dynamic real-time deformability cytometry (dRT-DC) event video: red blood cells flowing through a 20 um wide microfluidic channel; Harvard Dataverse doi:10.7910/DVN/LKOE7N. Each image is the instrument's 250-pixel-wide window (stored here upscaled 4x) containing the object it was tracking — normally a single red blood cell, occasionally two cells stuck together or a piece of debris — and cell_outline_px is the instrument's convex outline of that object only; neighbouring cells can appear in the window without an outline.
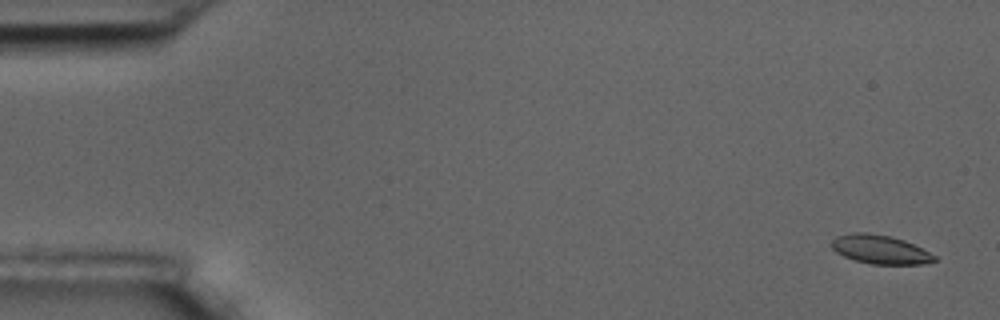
{"species": "common noctule bat (a hibernating species)", "species_latin": "Nyctalus noctula", "temperature_condition": "room temperature", "stored_images_in_passage": 59, "camera_frame_rate_fps": 3000, "um_per_image_px": 0.085, "animal": {"sex": "male", "body_mass_g": 17.5, "forearm_length_mm": 52.3}, "frame": {"image": 1, "passage_image": 3, "time_ms": 0.667, "image_size_px": [1000, 320], "cell_outline_px": [[936, 260], [920, 264], [872, 264], [856, 260], [844, 256], [836, 252], [832, 248], [832, 240], [836, 236], [852, 232], [868, 232], [888, 236], [904, 240], [936, 256]], "centroid_in_image_um": [74.77, 21.19], "position_along_channel_um": 10.2, "area_um2": 16.99}}
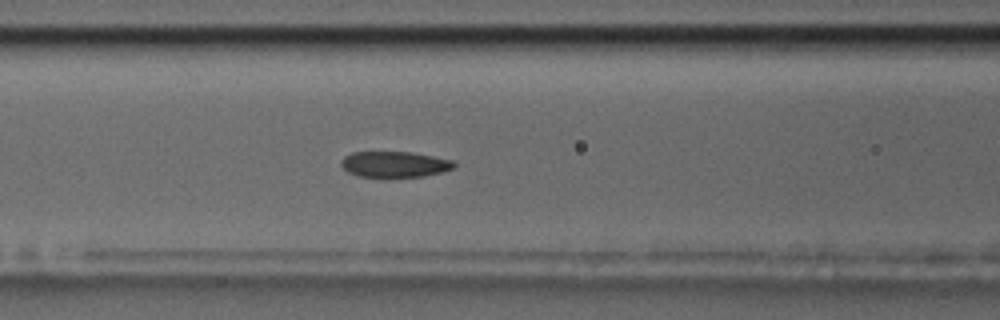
{"frame": {"image": 2, "passage_image": 25, "time_ms": 8.0, "image_size_px": [1000, 320], "cell_outline_px": [[456, 168], [424, 176], [388, 180], [356, 176], [348, 172], [340, 164], [340, 160], [344, 156], [352, 152], [412, 152], [452, 160], [456, 164]], "centroid_in_image_um": [33.5, 14.01], "position_along_channel_um": 133.1, "area_um2": 17.86}}
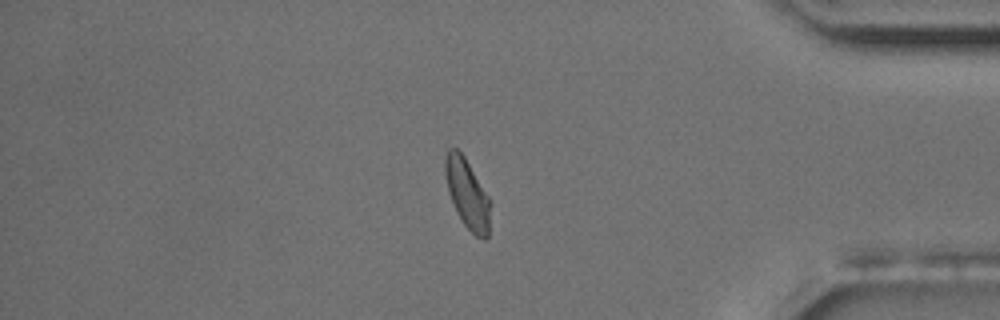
{"frame": {"image": 3, "passage_image": 50, "time_ms": 16.333, "image_size_px": [1000, 320], "cell_outline_px": [[492, 200], [488, 236], [484, 240], [476, 236], [464, 224], [456, 212], [448, 192], [444, 172], [444, 160], [448, 148], [456, 148], [464, 156]], "centroid_in_image_um": [39.74, 16.47], "position_along_channel_um": 395.5, "area_um2": 18.61}, "authors_computed_cell_mechanics": {"area_um2": 18.0914, "velocity_mm_per_s": 3.5016, "shape_relaxation_time_tau1_ms": 7.2669, "shape_relaxation_time_tau2_ms": 2.9818, "deformation_change_tau1": 0.1482, "deformation_change_tau2": 0.08}}